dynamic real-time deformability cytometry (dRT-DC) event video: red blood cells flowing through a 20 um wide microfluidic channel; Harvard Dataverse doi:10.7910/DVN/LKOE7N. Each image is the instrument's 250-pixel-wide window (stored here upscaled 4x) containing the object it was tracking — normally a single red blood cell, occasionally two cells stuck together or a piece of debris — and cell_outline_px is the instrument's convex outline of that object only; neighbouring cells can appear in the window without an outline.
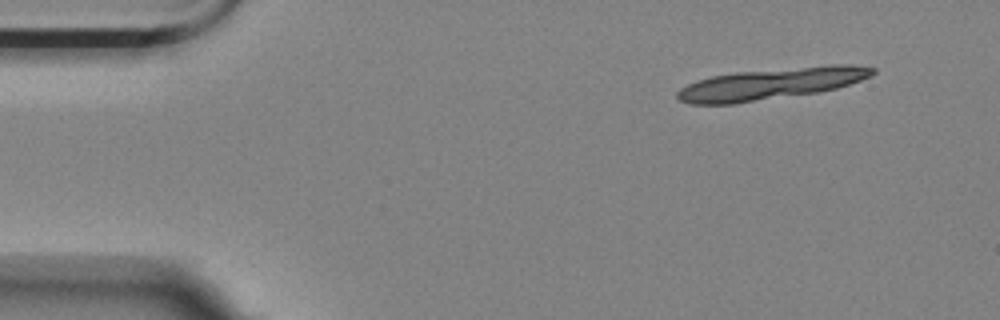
{"species": "Egyptian fruit bat (a non-hibernating species)", "species_latin": "Rousettus aegyptiacus", "temperature_condition": "room temperature", "stored_images_in_passage": 5, "camera_frame_rate_fps": 3000, "um_per_image_px": 0.085, "animal": {"sex": "female"}, "frame": {"image": 1, "passage_image": 1, "time_ms": 0.0, "image_size_px": [1000, 320], "cell_outline_px": [[876, 72], [872, 76], [836, 88], [820, 92], [736, 104], [692, 104], [680, 100], [676, 96], [676, 92], [680, 88], [696, 80], [712, 76], [736, 72], [828, 64], [848, 64], [876, 68]], "centroid_in_image_um": [65.55, 7.11], "position_along_channel_um": 19.5, "area_um2": 36.13}}